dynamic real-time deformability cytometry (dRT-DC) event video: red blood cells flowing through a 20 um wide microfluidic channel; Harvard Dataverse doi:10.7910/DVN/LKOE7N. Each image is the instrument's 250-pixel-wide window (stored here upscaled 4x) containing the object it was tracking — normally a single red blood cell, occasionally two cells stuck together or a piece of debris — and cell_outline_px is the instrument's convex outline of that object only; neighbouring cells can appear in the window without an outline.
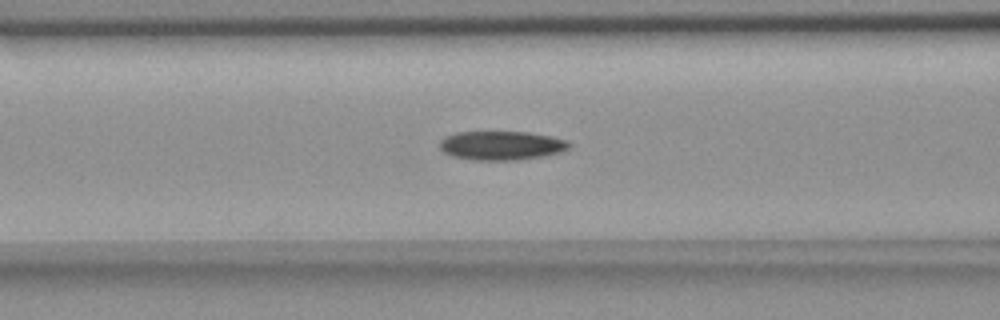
{"species": "common noctule bat (a hibernating species)", "species_latin": "Nyctalus noctula", "temperature_condition": "room temperature", "stored_images_in_passage": 35, "camera_frame_rate_fps": 3000, "um_per_image_px": 0.085, "animal": {"sex": "female", "body_mass_g": 18.4}, "frame": {"image": 1, "passage_image": 5, "time_ms": 1.333, "image_size_px": [1000, 320], "cell_outline_px": [[572, 144], [568, 148], [560, 152], [544, 156], [516, 160], [476, 160], [452, 156], [444, 152], [440, 148], [440, 140], [444, 136], [456, 132], [528, 132], [552, 136], [568, 140]], "centroid_in_image_um": [42.63, 12.36], "position_along_channel_um": 124.0, "area_um2": 21.96}}
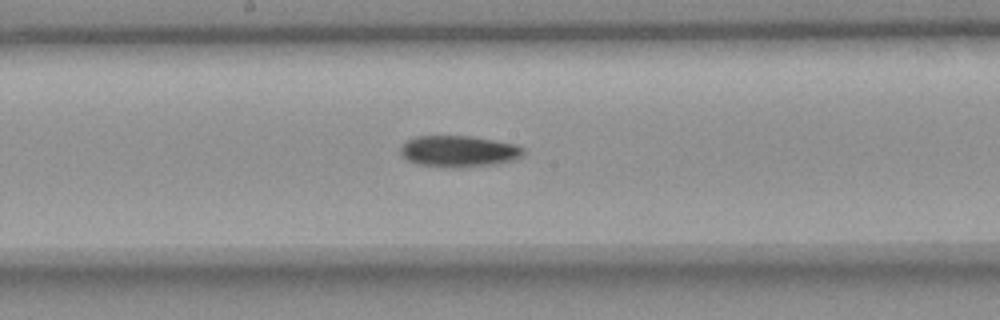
{"frame": {"image": 2, "passage_image": 12, "time_ms": 3.667, "image_size_px": [1000, 320], "cell_outline_px": [[524, 152], [516, 160], [496, 164], [460, 168], [456, 168], [416, 164], [408, 160], [400, 152], [400, 148], [404, 140], [416, 136], [472, 136], [516, 144], [524, 148]], "centroid_in_image_um": [38.99, 12.86], "position_along_channel_um": 209.2, "area_um2": 22.72}}
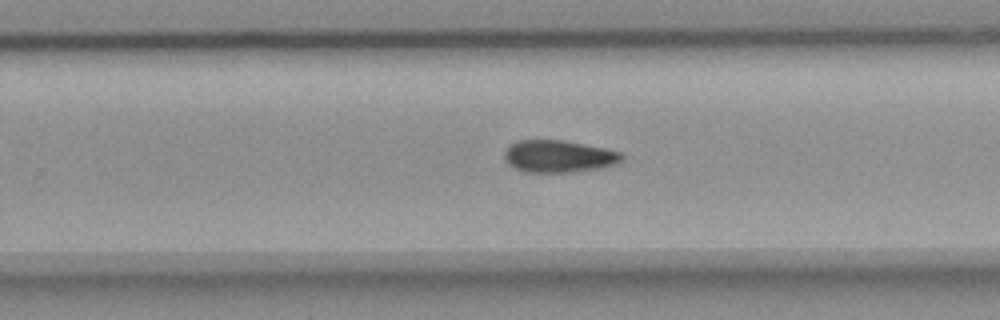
{"frame": {"image": 3, "passage_image": 18, "time_ms": 5.667, "image_size_px": [1000, 320], "cell_outline_px": [[624, 160], [616, 164], [604, 168], [572, 172], [524, 172], [516, 168], [504, 156], [504, 152], [508, 144], [516, 140], [564, 140], [604, 148], [620, 152], [624, 156]], "centroid_in_image_um": [47.53, 13.28], "position_along_channel_um": 282.3, "area_um2": 22.14}}